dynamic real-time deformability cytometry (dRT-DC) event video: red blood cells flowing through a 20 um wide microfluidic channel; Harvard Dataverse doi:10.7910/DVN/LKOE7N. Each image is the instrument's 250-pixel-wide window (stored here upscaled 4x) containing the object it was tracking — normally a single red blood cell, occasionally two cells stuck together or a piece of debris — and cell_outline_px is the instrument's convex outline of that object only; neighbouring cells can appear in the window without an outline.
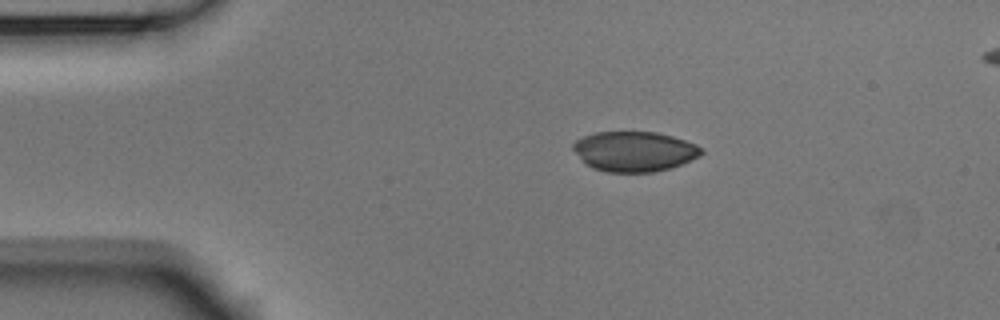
{"species": "Egyptian fruit bat (a non-hibernating species)", "species_latin": "Rousettus aegyptiacus", "temperature_condition": "room temperature", "stored_images_in_passage": 5, "camera_frame_rate_fps": 3000, "um_per_image_px": 0.085, "animal": {"sex": "male"}, "frame": {"image": 1, "passage_image": 3, "time_ms": 0.667, "image_size_px": [1000, 320], "cell_outline_px": [[704, 152], [700, 156], [680, 164], [668, 168], [652, 172], [608, 172], [592, 168], [572, 148], [572, 144], [576, 140], [584, 136], [596, 132], [656, 132], [672, 136], [696, 144], [704, 148]], "centroid_in_image_um": [53.95, 12.86], "position_along_channel_um": 31.1, "area_um2": 29.65}}